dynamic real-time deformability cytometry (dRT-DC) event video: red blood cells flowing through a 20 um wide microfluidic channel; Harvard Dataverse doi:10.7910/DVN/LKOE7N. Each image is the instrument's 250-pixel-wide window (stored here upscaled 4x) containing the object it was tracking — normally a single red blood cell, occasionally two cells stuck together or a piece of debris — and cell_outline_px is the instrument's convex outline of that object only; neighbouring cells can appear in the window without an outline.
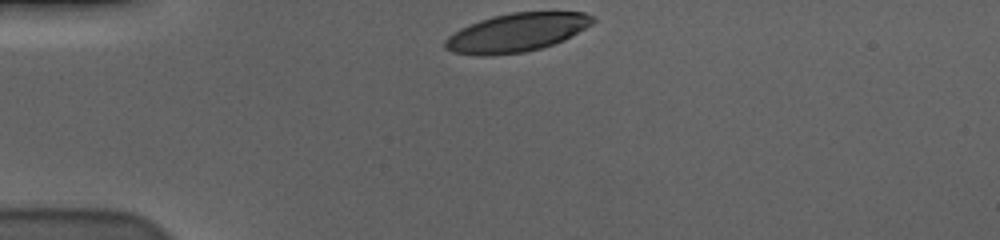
{"species": "human", "species_latin": "Homo sapiens", "temperature_condition": "cold", "stored_images_in_passage": 34, "camera_frame_rate_fps": 3000, "um_per_image_px": 0.085, "donor": {"sex": "male"}, "frame": {"image": 1, "passage_image": 1, "time_ms": 0.0, "image_size_px": [1000, 240], "cell_outline_px": [[596, 20], [592, 24], [564, 40], [540, 48], [524, 52], [484, 56], [480, 56], [452, 52], [444, 48], [444, 40], [448, 36], [460, 28], [480, 20], [492, 16], [512, 12], [584, 12], [596, 16]], "centroid_in_image_um": [43.91, 2.76], "position_along_channel_um": 41.1, "area_um2": 33.18}}
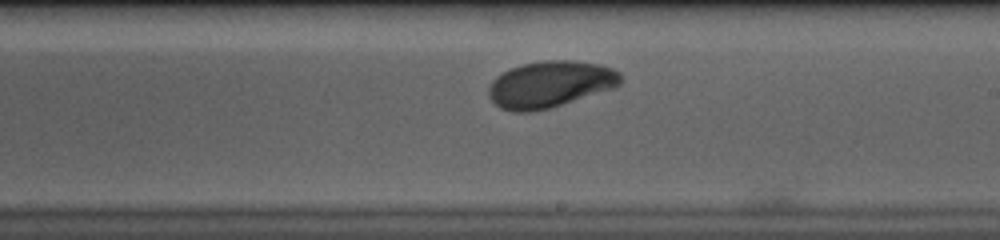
{"frame": {"image": 2, "passage_image": 21, "time_ms": 6.667, "image_size_px": [1000, 240], "cell_outline_px": [[620, 84], [612, 88], [548, 108], [532, 112], [512, 112], [500, 108], [488, 96], [488, 88], [492, 80], [496, 76], [512, 68], [524, 64], [544, 60], [572, 60], [604, 64], [620, 72]], "centroid_in_image_um": [46.74, 7.15], "position_along_channel_um": 242.3, "area_um2": 35.55}}
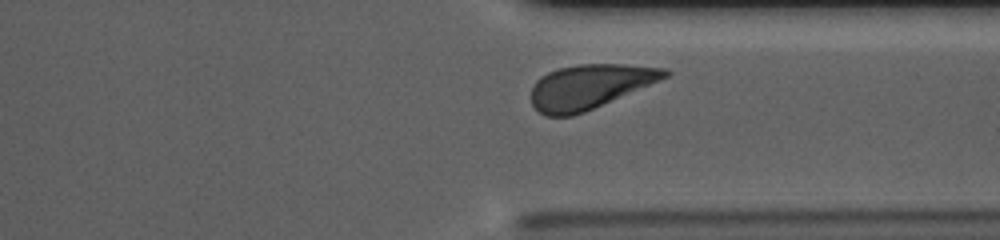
{"frame": {"image": 3, "passage_image": 31, "time_ms": 10.0, "image_size_px": [1000, 240], "cell_outline_px": [[672, 72], [668, 76], [660, 80], [584, 112], [572, 116], [544, 116], [532, 104], [532, 88], [536, 80], [540, 76], [548, 72], [560, 68], [580, 64], [624, 64], [668, 68]], "centroid_in_image_um": [50.13, 7.35], "position_along_channel_um": 361.3, "area_um2": 34.33}, "authors_computed_cell_mechanics": {"area_um2": 35.3158, "velocity_mm_per_s": 3.5638, "shape_relaxation_time_tau1_ms": 1.6908, "shape_relaxation_time_tau2_ms": null, "deformation_change_tau1": 0.1246, "deformation_change_tau2": null}}